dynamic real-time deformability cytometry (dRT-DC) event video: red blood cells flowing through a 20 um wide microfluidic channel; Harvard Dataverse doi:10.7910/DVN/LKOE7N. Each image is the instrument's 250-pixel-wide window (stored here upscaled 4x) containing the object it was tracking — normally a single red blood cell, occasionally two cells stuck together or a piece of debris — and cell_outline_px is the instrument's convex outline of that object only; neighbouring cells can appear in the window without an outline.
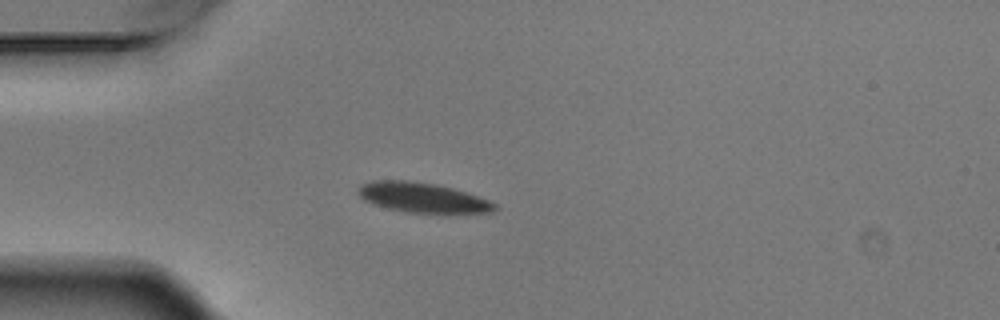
{"species": "Egyptian fruit bat (a non-hibernating species)", "species_latin": "Rousettus aegyptiacus", "temperature_condition": "warm", "stored_images_in_passage": 6, "camera_frame_rate_fps": 3000, "um_per_image_px": 0.085, "animal": {"sex": "male"}, "frame": {"image": 1, "passage_image": 4, "time_ms": 1.0, "image_size_px": [1000, 320], "cell_outline_px": [[500, 208], [492, 212], [408, 212], [388, 208], [372, 204], [364, 200], [356, 192], [360, 184], [372, 180], [408, 180], [436, 184], [452, 188], [488, 200], [496, 204]], "centroid_in_image_um": [35.85, 16.77], "position_along_channel_um": 49.2, "area_um2": 23.52}}
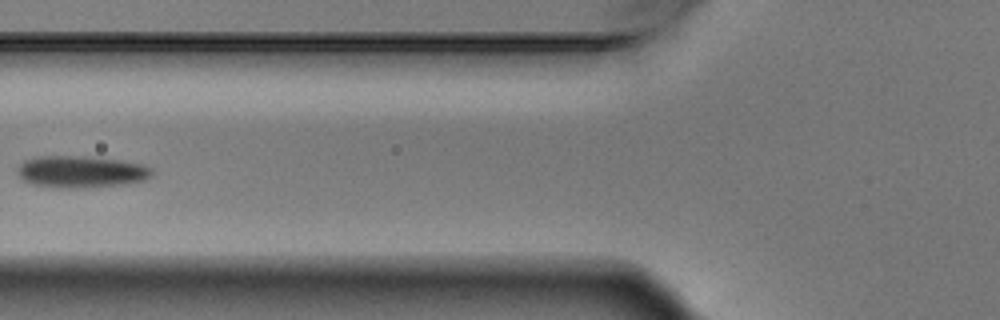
{"frame": {"image": 2, "passage_image": 6, "time_ms": 1.667, "image_size_px": [1000, 320], "cell_outline_px": [[152, 176], [144, 180], [124, 184], [72, 188], [56, 188], [32, 184], [20, 180], [16, 172], [16, 168], [24, 160], [40, 156], [84, 156], [120, 160], [144, 164], [152, 168]], "centroid_in_image_um": [6.84, 14.59], "position_along_channel_um": 119.0, "area_um2": 25.2}}